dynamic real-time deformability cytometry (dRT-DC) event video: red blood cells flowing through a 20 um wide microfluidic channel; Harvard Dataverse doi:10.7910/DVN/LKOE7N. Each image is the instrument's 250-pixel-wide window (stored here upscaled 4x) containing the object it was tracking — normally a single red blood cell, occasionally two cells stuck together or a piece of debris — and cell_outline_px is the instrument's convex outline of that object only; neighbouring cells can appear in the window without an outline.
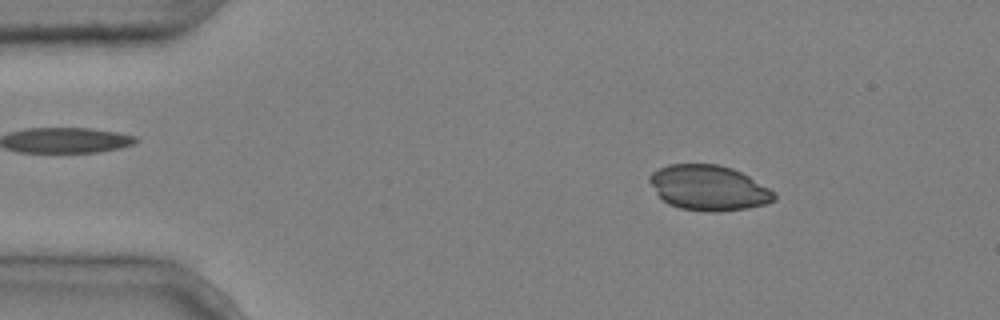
{"species": "common noctule bat (a hibernating species)", "species_latin": "Nyctalus noctula", "temperature_condition": "cold", "stored_images_in_passage": 4, "camera_frame_rate_fps": 3000, "um_per_image_px": 0.085, "animal": {"sex": "male", "body_mass_g": 20.4}, "frame": {"image": 1, "passage_image": 2, "time_ms": 0.333, "image_size_px": [1000, 320], "cell_outline_px": [[776, 200], [764, 204], [748, 208], [716, 212], [708, 212], [680, 208], [668, 204], [656, 192], [648, 180], [648, 176], [652, 172], [668, 164], [720, 164], [732, 168], [748, 176], [776, 192]], "centroid_in_image_um": [60.24, 15.97], "position_along_channel_um": 24.8, "area_um2": 32.83}}